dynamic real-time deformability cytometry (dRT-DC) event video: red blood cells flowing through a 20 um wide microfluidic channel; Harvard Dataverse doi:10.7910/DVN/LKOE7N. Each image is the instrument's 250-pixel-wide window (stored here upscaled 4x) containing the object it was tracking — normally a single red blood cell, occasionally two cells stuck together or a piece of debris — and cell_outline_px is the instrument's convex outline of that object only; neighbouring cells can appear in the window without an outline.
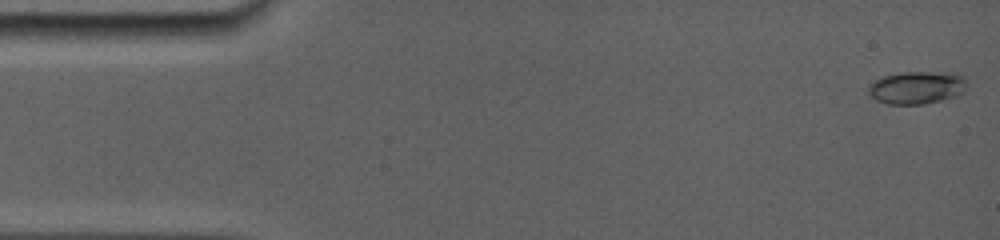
{"species": "common noctule bat (a hibernating species)", "species_latin": "Nyctalus noctula", "temperature_condition": "room temperature", "stored_images_in_passage": 39, "camera_frame_rate_fps": 5000, "um_per_image_px": 0.085, "animal": {"sex": "female", "body_mass_g": 19.0, "forearm_length_mm": 56.7}, "frame": {"image": 1, "passage_image": 1, "time_ms": 0.0, "image_size_px": [1000, 240], "cell_outline_px": [[968, 88], [964, 92], [940, 100], [924, 104], [888, 104], [876, 100], [868, 92], [868, 84], [884, 76], [900, 72], [952, 72], [964, 76]], "centroid_in_image_um": [77.94, 7.43], "position_along_channel_um": 7.1, "area_um2": 18.84}}
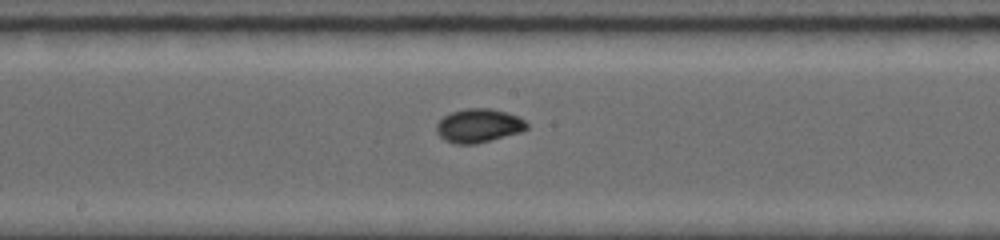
{"frame": {"image": 2, "passage_image": 23, "time_ms": 8.4, "image_size_px": [1000, 240], "cell_outline_px": [[528, 128], [520, 132], [472, 144], [456, 144], [444, 140], [436, 132], [436, 124], [444, 116], [452, 112], [468, 108], [492, 108], [516, 116], [524, 120], [528, 124]], "centroid_in_image_um": [40.65, 10.67], "position_along_channel_um": 207.5, "area_um2": 17.46}}
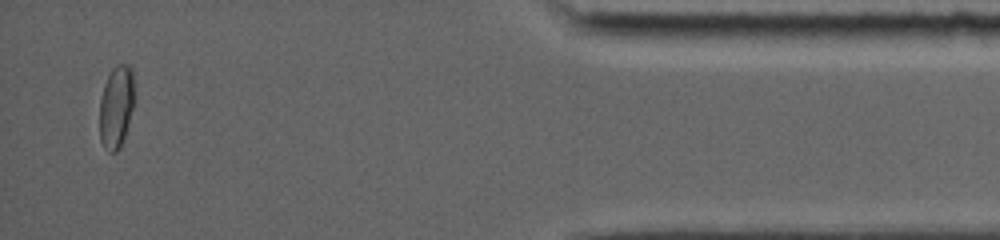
{"frame": {"image": 3, "passage_image": 39, "time_ms": 15.4, "image_size_px": [1000, 240], "cell_outline_px": [[136, 96], [124, 136], [120, 148], [116, 152], [108, 152], [104, 148], [100, 140], [100, 100], [104, 84], [112, 68], [116, 64], [128, 64], [132, 72]], "centroid_in_image_um": [9.89, 9.06], "position_along_channel_um": 425.3, "area_um2": 16.88}, "authors_computed_cell_mechanics": {"area_um2": 16.4152, "velocity_mm_per_s": 3.8474, "shape_relaxation_time_tau1_ms": 8.2833, "shape_relaxation_time_tau2_ms": null, "deformation_change_tau1": 0.185, "deformation_change_tau2": null}}